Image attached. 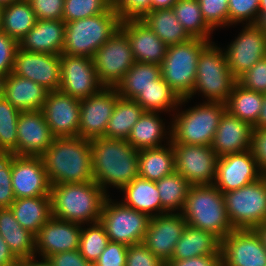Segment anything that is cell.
Masks as SVG:
<instances>
[{
	"label": "cell",
	"instance_id": "obj_14",
	"mask_svg": "<svg viewBox=\"0 0 266 266\" xmlns=\"http://www.w3.org/2000/svg\"><path fill=\"white\" fill-rule=\"evenodd\" d=\"M222 266H265L266 249L256 229H235L220 244Z\"/></svg>",
	"mask_w": 266,
	"mask_h": 266
},
{
	"label": "cell",
	"instance_id": "obj_26",
	"mask_svg": "<svg viewBox=\"0 0 266 266\" xmlns=\"http://www.w3.org/2000/svg\"><path fill=\"white\" fill-rule=\"evenodd\" d=\"M47 93L43 86L12 72L0 80V94L20 112L41 110Z\"/></svg>",
	"mask_w": 266,
	"mask_h": 266
},
{
	"label": "cell",
	"instance_id": "obj_1",
	"mask_svg": "<svg viewBox=\"0 0 266 266\" xmlns=\"http://www.w3.org/2000/svg\"><path fill=\"white\" fill-rule=\"evenodd\" d=\"M94 181L110 195L111 186L121 190L139 177L138 154L126 139L99 137L90 140Z\"/></svg>",
	"mask_w": 266,
	"mask_h": 266
},
{
	"label": "cell",
	"instance_id": "obj_65",
	"mask_svg": "<svg viewBox=\"0 0 266 266\" xmlns=\"http://www.w3.org/2000/svg\"><path fill=\"white\" fill-rule=\"evenodd\" d=\"M260 6H266V0H260Z\"/></svg>",
	"mask_w": 266,
	"mask_h": 266
},
{
	"label": "cell",
	"instance_id": "obj_42",
	"mask_svg": "<svg viewBox=\"0 0 266 266\" xmlns=\"http://www.w3.org/2000/svg\"><path fill=\"white\" fill-rule=\"evenodd\" d=\"M20 111L0 94V154L17 155V122Z\"/></svg>",
	"mask_w": 266,
	"mask_h": 266
},
{
	"label": "cell",
	"instance_id": "obj_13",
	"mask_svg": "<svg viewBox=\"0 0 266 266\" xmlns=\"http://www.w3.org/2000/svg\"><path fill=\"white\" fill-rule=\"evenodd\" d=\"M175 170L191 185L214 184L218 156L211 146L173 144Z\"/></svg>",
	"mask_w": 266,
	"mask_h": 266
},
{
	"label": "cell",
	"instance_id": "obj_35",
	"mask_svg": "<svg viewBox=\"0 0 266 266\" xmlns=\"http://www.w3.org/2000/svg\"><path fill=\"white\" fill-rule=\"evenodd\" d=\"M141 19L167 46L191 39L172 8L150 11Z\"/></svg>",
	"mask_w": 266,
	"mask_h": 266
},
{
	"label": "cell",
	"instance_id": "obj_62",
	"mask_svg": "<svg viewBox=\"0 0 266 266\" xmlns=\"http://www.w3.org/2000/svg\"><path fill=\"white\" fill-rule=\"evenodd\" d=\"M256 230L259 233L260 237L262 238L264 247L266 249V222L261 226L257 227Z\"/></svg>",
	"mask_w": 266,
	"mask_h": 266
},
{
	"label": "cell",
	"instance_id": "obj_33",
	"mask_svg": "<svg viewBox=\"0 0 266 266\" xmlns=\"http://www.w3.org/2000/svg\"><path fill=\"white\" fill-rule=\"evenodd\" d=\"M139 177L157 181L175 172L173 144L170 142L159 148L139 150Z\"/></svg>",
	"mask_w": 266,
	"mask_h": 266
},
{
	"label": "cell",
	"instance_id": "obj_2",
	"mask_svg": "<svg viewBox=\"0 0 266 266\" xmlns=\"http://www.w3.org/2000/svg\"><path fill=\"white\" fill-rule=\"evenodd\" d=\"M50 185L94 181L90 140L81 137H54L40 156Z\"/></svg>",
	"mask_w": 266,
	"mask_h": 266
},
{
	"label": "cell",
	"instance_id": "obj_56",
	"mask_svg": "<svg viewBox=\"0 0 266 266\" xmlns=\"http://www.w3.org/2000/svg\"><path fill=\"white\" fill-rule=\"evenodd\" d=\"M166 266H222L221 255H205L183 260H169Z\"/></svg>",
	"mask_w": 266,
	"mask_h": 266
},
{
	"label": "cell",
	"instance_id": "obj_5",
	"mask_svg": "<svg viewBox=\"0 0 266 266\" xmlns=\"http://www.w3.org/2000/svg\"><path fill=\"white\" fill-rule=\"evenodd\" d=\"M181 213L187 225L210 232L220 241L234 230L223 193L214 184L191 185Z\"/></svg>",
	"mask_w": 266,
	"mask_h": 266
},
{
	"label": "cell",
	"instance_id": "obj_3",
	"mask_svg": "<svg viewBox=\"0 0 266 266\" xmlns=\"http://www.w3.org/2000/svg\"><path fill=\"white\" fill-rule=\"evenodd\" d=\"M107 196L95 181L52 185V216L81 225L98 222Z\"/></svg>",
	"mask_w": 266,
	"mask_h": 266
},
{
	"label": "cell",
	"instance_id": "obj_4",
	"mask_svg": "<svg viewBox=\"0 0 266 266\" xmlns=\"http://www.w3.org/2000/svg\"><path fill=\"white\" fill-rule=\"evenodd\" d=\"M189 98H183L177 110L171 114V142L172 144H192L211 146L220 119L226 111L225 103L207 102L182 109Z\"/></svg>",
	"mask_w": 266,
	"mask_h": 266
},
{
	"label": "cell",
	"instance_id": "obj_47",
	"mask_svg": "<svg viewBox=\"0 0 266 266\" xmlns=\"http://www.w3.org/2000/svg\"><path fill=\"white\" fill-rule=\"evenodd\" d=\"M11 173L12 154H0V209L9 208L16 199Z\"/></svg>",
	"mask_w": 266,
	"mask_h": 266
},
{
	"label": "cell",
	"instance_id": "obj_61",
	"mask_svg": "<svg viewBox=\"0 0 266 266\" xmlns=\"http://www.w3.org/2000/svg\"><path fill=\"white\" fill-rule=\"evenodd\" d=\"M255 24L266 34V6H260V13Z\"/></svg>",
	"mask_w": 266,
	"mask_h": 266
},
{
	"label": "cell",
	"instance_id": "obj_21",
	"mask_svg": "<svg viewBox=\"0 0 266 266\" xmlns=\"http://www.w3.org/2000/svg\"><path fill=\"white\" fill-rule=\"evenodd\" d=\"M12 188L15 198L50 195V182L40 156L12 155Z\"/></svg>",
	"mask_w": 266,
	"mask_h": 266
},
{
	"label": "cell",
	"instance_id": "obj_48",
	"mask_svg": "<svg viewBox=\"0 0 266 266\" xmlns=\"http://www.w3.org/2000/svg\"><path fill=\"white\" fill-rule=\"evenodd\" d=\"M237 82L246 89L266 93V56L240 76Z\"/></svg>",
	"mask_w": 266,
	"mask_h": 266
},
{
	"label": "cell",
	"instance_id": "obj_29",
	"mask_svg": "<svg viewBox=\"0 0 266 266\" xmlns=\"http://www.w3.org/2000/svg\"><path fill=\"white\" fill-rule=\"evenodd\" d=\"M120 191L124 195V200L121 199L123 204L147 214L150 218L168 213L161 205L155 181L137 177Z\"/></svg>",
	"mask_w": 266,
	"mask_h": 266
},
{
	"label": "cell",
	"instance_id": "obj_19",
	"mask_svg": "<svg viewBox=\"0 0 266 266\" xmlns=\"http://www.w3.org/2000/svg\"><path fill=\"white\" fill-rule=\"evenodd\" d=\"M12 73L34 81L47 91H58L60 55L29 52L18 47Z\"/></svg>",
	"mask_w": 266,
	"mask_h": 266
},
{
	"label": "cell",
	"instance_id": "obj_51",
	"mask_svg": "<svg viewBox=\"0 0 266 266\" xmlns=\"http://www.w3.org/2000/svg\"><path fill=\"white\" fill-rule=\"evenodd\" d=\"M126 266H166V263L143 243H139L127 247Z\"/></svg>",
	"mask_w": 266,
	"mask_h": 266
},
{
	"label": "cell",
	"instance_id": "obj_49",
	"mask_svg": "<svg viewBox=\"0 0 266 266\" xmlns=\"http://www.w3.org/2000/svg\"><path fill=\"white\" fill-rule=\"evenodd\" d=\"M113 7L121 21L141 19L151 11V0H113Z\"/></svg>",
	"mask_w": 266,
	"mask_h": 266
},
{
	"label": "cell",
	"instance_id": "obj_20",
	"mask_svg": "<svg viewBox=\"0 0 266 266\" xmlns=\"http://www.w3.org/2000/svg\"><path fill=\"white\" fill-rule=\"evenodd\" d=\"M187 225L182 213H165L151 217L142 243L167 263Z\"/></svg>",
	"mask_w": 266,
	"mask_h": 266
},
{
	"label": "cell",
	"instance_id": "obj_39",
	"mask_svg": "<svg viewBox=\"0 0 266 266\" xmlns=\"http://www.w3.org/2000/svg\"><path fill=\"white\" fill-rule=\"evenodd\" d=\"M181 100L176 92L163 80L162 76L135 99L145 111L166 112L168 114L177 110Z\"/></svg>",
	"mask_w": 266,
	"mask_h": 266
},
{
	"label": "cell",
	"instance_id": "obj_7",
	"mask_svg": "<svg viewBox=\"0 0 266 266\" xmlns=\"http://www.w3.org/2000/svg\"><path fill=\"white\" fill-rule=\"evenodd\" d=\"M236 82L223 48L212 41L199 55L194 89L188 98L192 99L197 93L198 96L202 94L207 102L225 103Z\"/></svg>",
	"mask_w": 266,
	"mask_h": 266
},
{
	"label": "cell",
	"instance_id": "obj_50",
	"mask_svg": "<svg viewBox=\"0 0 266 266\" xmlns=\"http://www.w3.org/2000/svg\"><path fill=\"white\" fill-rule=\"evenodd\" d=\"M19 45L16 40L0 31V80L13 71L15 54Z\"/></svg>",
	"mask_w": 266,
	"mask_h": 266
},
{
	"label": "cell",
	"instance_id": "obj_46",
	"mask_svg": "<svg viewBox=\"0 0 266 266\" xmlns=\"http://www.w3.org/2000/svg\"><path fill=\"white\" fill-rule=\"evenodd\" d=\"M206 24L214 31L228 27L229 0H198ZM217 28V29H216Z\"/></svg>",
	"mask_w": 266,
	"mask_h": 266
},
{
	"label": "cell",
	"instance_id": "obj_25",
	"mask_svg": "<svg viewBox=\"0 0 266 266\" xmlns=\"http://www.w3.org/2000/svg\"><path fill=\"white\" fill-rule=\"evenodd\" d=\"M253 126L227 111L222 115L211 147L218 157L250 150Z\"/></svg>",
	"mask_w": 266,
	"mask_h": 266
},
{
	"label": "cell",
	"instance_id": "obj_6",
	"mask_svg": "<svg viewBox=\"0 0 266 266\" xmlns=\"http://www.w3.org/2000/svg\"><path fill=\"white\" fill-rule=\"evenodd\" d=\"M121 20L112 6L105 13L65 22L63 54L92 58L120 28Z\"/></svg>",
	"mask_w": 266,
	"mask_h": 266
},
{
	"label": "cell",
	"instance_id": "obj_55",
	"mask_svg": "<svg viewBox=\"0 0 266 266\" xmlns=\"http://www.w3.org/2000/svg\"><path fill=\"white\" fill-rule=\"evenodd\" d=\"M48 260L53 266H93V263L87 261L78 249L53 254Z\"/></svg>",
	"mask_w": 266,
	"mask_h": 266
},
{
	"label": "cell",
	"instance_id": "obj_44",
	"mask_svg": "<svg viewBox=\"0 0 266 266\" xmlns=\"http://www.w3.org/2000/svg\"><path fill=\"white\" fill-rule=\"evenodd\" d=\"M113 6V0H65L62 20L71 22L105 13Z\"/></svg>",
	"mask_w": 266,
	"mask_h": 266
},
{
	"label": "cell",
	"instance_id": "obj_38",
	"mask_svg": "<svg viewBox=\"0 0 266 266\" xmlns=\"http://www.w3.org/2000/svg\"><path fill=\"white\" fill-rule=\"evenodd\" d=\"M37 18L29 1H17L3 8L1 31L18 43L34 27Z\"/></svg>",
	"mask_w": 266,
	"mask_h": 266
},
{
	"label": "cell",
	"instance_id": "obj_60",
	"mask_svg": "<svg viewBox=\"0 0 266 266\" xmlns=\"http://www.w3.org/2000/svg\"><path fill=\"white\" fill-rule=\"evenodd\" d=\"M262 105L257 123L253 126L254 129L266 128V93L263 94Z\"/></svg>",
	"mask_w": 266,
	"mask_h": 266
},
{
	"label": "cell",
	"instance_id": "obj_11",
	"mask_svg": "<svg viewBox=\"0 0 266 266\" xmlns=\"http://www.w3.org/2000/svg\"><path fill=\"white\" fill-rule=\"evenodd\" d=\"M104 87H115L135 63L127 36L118 29L92 57Z\"/></svg>",
	"mask_w": 266,
	"mask_h": 266
},
{
	"label": "cell",
	"instance_id": "obj_8",
	"mask_svg": "<svg viewBox=\"0 0 266 266\" xmlns=\"http://www.w3.org/2000/svg\"><path fill=\"white\" fill-rule=\"evenodd\" d=\"M210 42L212 41L191 38L168 46L165 58L160 64L161 76L181 99L191 95L199 55Z\"/></svg>",
	"mask_w": 266,
	"mask_h": 266
},
{
	"label": "cell",
	"instance_id": "obj_63",
	"mask_svg": "<svg viewBox=\"0 0 266 266\" xmlns=\"http://www.w3.org/2000/svg\"><path fill=\"white\" fill-rule=\"evenodd\" d=\"M18 0H0V6L1 7H6L8 5H10L13 2H17Z\"/></svg>",
	"mask_w": 266,
	"mask_h": 266
},
{
	"label": "cell",
	"instance_id": "obj_52",
	"mask_svg": "<svg viewBox=\"0 0 266 266\" xmlns=\"http://www.w3.org/2000/svg\"><path fill=\"white\" fill-rule=\"evenodd\" d=\"M127 247L125 244L110 241L93 266H126Z\"/></svg>",
	"mask_w": 266,
	"mask_h": 266
},
{
	"label": "cell",
	"instance_id": "obj_40",
	"mask_svg": "<svg viewBox=\"0 0 266 266\" xmlns=\"http://www.w3.org/2000/svg\"><path fill=\"white\" fill-rule=\"evenodd\" d=\"M155 182L162 207L169 213H181L191 184L176 171Z\"/></svg>",
	"mask_w": 266,
	"mask_h": 266
},
{
	"label": "cell",
	"instance_id": "obj_59",
	"mask_svg": "<svg viewBox=\"0 0 266 266\" xmlns=\"http://www.w3.org/2000/svg\"><path fill=\"white\" fill-rule=\"evenodd\" d=\"M177 1L178 0H151V11L172 8Z\"/></svg>",
	"mask_w": 266,
	"mask_h": 266
},
{
	"label": "cell",
	"instance_id": "obj_34",
	"mask_svg": "<svg viewBox=\"0 0 266 266\" xmlns=\"http://www.w3.org/2000/svg\"><path fill=\"white\" fill-rule=\"evenodd\" d=\"M160 76V65L135 62L114 88L121 98L135 100Z\"/></svg>",
	"mask_w": 266,
	"mask_h": 266
},
{
	"label": "cell",
	"instance_id": "obj_12",
	"mask_svg": "<svg viewBox=\"0 0 266 266\" xmlns=\"http://www.w3.org/2000/svg\"><path fill=\"white\" fill-rule=\"evenodd\" d=\"M60 71L59 90L76 99L88 98L104 88L97 76L92 58L62 53Z\"/></svg>",
	"mask_w": 266,
	"mask_h": 266
},
{
	"label": "cell",
	"instance_id": "obj_58",
	"mask_svg": "<svg viewBox=\"0 0 266 266\" xmlns=\"http://www.w3.org/2000/svg\"><path fill=\"white\" fill-rule=\"evenodd\" d=\"M39 258L40 259H38L37 256H33L27 259L20 260L18 266H53L51 262L48 260V258H41V257Z\"/></svg>",
	"mask_w": 266,
	"mask_h": 266
},
{
	"label": "cell",
	"instance_id": "obj_37",
	"mask_svg": "<svg viewBox=\"0 0 266 266\" xmlns=\"http://www.w3.org/2000/svg\"><path fill=\"white\" fill-rule=\"evenodd\" d=\"M144 111L135 100L119 97L108 121L104 137L127 140Z\"/></svg>",
	"mask_w": 266,
	"mask_h": 266
},
{
	"label": "cell",
	"instance_id": "obj_45",
	"mask_svg": "<svg viewBox=\"0 0 266 266\" xmlns=\"http://www.w3.org/2000/svg\"><path fill=\"white\" fill-rule=\"evenodd\" d=\"M260 13V0H229L228 27L242 23L255 24ZM246 22V23H245Z\"/></svg>",
	"mask_w": 266,
	"mask_h": 266
},
{
	"label": "cell",
	"instance_id": "obj_28",
	"mask_svg": "<svg viewBox=\"0 0 266 266\" xmlns=\"http://www.w3.org/2000/svg\"><path fill=\"white\" fill-rule=\"evenodd\" d=\"M160 115L159 112L144 111L132 128L127 142L138 151L169 144L171 142V125L165 126ZM163 141L166 144H162Z\"/></svg>",
	"mask_w": 266,
	"mask_h": 266
},
{
	"label": "cell",
	"instance_id": "obj_41",
	"mask_svg": "<svg viewBox=\"0 0 266 266\" xmlns=\"http://www.w3.org/2000/svg\"><path fill=\"white\" fill-rule=\"evenodd\" d=\"M172 9L191 38L212 41L213 30L203 19L198 0H178Z\"/></svg>",
	"mask_w": 266,
	"mask_h": 266
},
{
	"label": "cell",
	"instance_id": "obj_22",
	"mask_svg": "<svg viewBox=\"0 0 266 266\" xmlns=\"http://www.w3.org/2000/svg\"><path fill=\"white\" fill-rule=\"evenodd\" d=\"M81 229V224L52 216L35 235L36 256L48 258L53 254L79 249Z\"/></svg>",
	"mask_w": 266,
	"mask_h": 266
},
{
	"label": "cell",
	"instance_id": "obj_18",
	"mask_svg": "<svg viewBox=\"0 0 266 266\" xmlns=\"http://www.w3.org/2000/svg\"><path fill=\"white\" fill-rule=\"evenodd\" d=\"M54 137H78L80 100L60 90L48 91L41 109Z\"/></svg>",
	"mask_w": 266,
	"mask_h": 266
},
{
	"label": "cell",
	"instance_id": "obj_57",
	"mask_svg": "<svg viewBox=\"0 0 266 266\" xmlns=\"http://www.w3.org/2000/svg\"><path fill=\"white\" fill-rule=\"evenodd\" d=\"M19 262L0 235V266H18Z\"/></svg>",
	"mask_w": 266,
	"mask_h": 266
},
{
	"label": "cell",
	"instance_id": "obj_10",
	"mask_svg": "<svg viewBox=\"0 0 266 266\" xmlns=\"http://www.w3.org/2000/svg\"><path fill=\"white\" fill-rule=\"evenodd\" d=\"M114 201L110 195L106 197L99 219L109 240L126 246L142 243L150 217L121 201Z\"/></svg>",
	"mask_w": 266,
	"mask_h": 266
},
{
	"label": "cell",
	"instance_id": "obj_53",
	"mask_svg": "<svg viewBox=\"0 0 266 266\" xmlns=\"http://www.w3.org/2000/svg\"><path fill=\"white\" fill-rule=\"evenodd\" d=\"M37 20H62L65 0H29Z\"/></svg>",
	"mask_w": 266,
	"mask_h": 266
},
{
	"label": "cell",
	"instance_id": "obj_36",
	"mask_svg": "<svg viewBox=\"0 0 266 266\" xmlns=\"http://www.w3.org/2000/svg\"><path fill=\"white\" fill-rule=\"evenodd\" d=\"M263 93L246 89L238 82L225 102L226 111L254 126L262 109Z\"/></svg>",
	"mask_w": 266,
	"mask_h": 266
},
{
	"label": "cell",
	"instance_id": "obj_15",
	"mask_svg": "<svg viewBox=\"0 0 266 266\" xmlns=\"http://www.w3.org/2000/svg\"><path fill=\"white\" fill-rule=\"evenodd\" d=\"M223 49L229 69L238 79L266 56V34L256 24H245Z\"/></svg>",
	"mask_w": 266,
	"mask_h": 266
},
{
	"label": "cell",
	"instance_id": "obj_32",
	"mask_svg": "<svg viewBox=\"0 0 266 266\" xmlns=\"http://www.w3.org/2000/svg\"><path fill=\"white\" fill-rule=\"evenodd\" d=\"M9 208L17 222L34 235L52 217L50 195L16 198Z\"/></svg>",
	"mask_w": 266,
	"mask_h": 266
},
{
	"label": "cell",
	"instance_id": "obj_23",
	"mask_svg": "<svg viewBox=\"0 0 266 266\" xmlns=\"http://www.w3.org/2000/svg\"><path fill=\"white\" fill-rule=\"evenodd\" d=\"M128 38L135 62L160 65L168 46L142 19H127L119 28Z\"/></svg>",
	"mask_w": 266,
	"mask_h": 266
},
{
	"label": "cell",
	"instance_id": "obj_31",
	"mask_svg": "<svg viewBox=\"0 0 266 266\" xmlns=\"http://www.w3.org/2000/svg\"><path fill=\"white\" fill-rule=\"evenodd\" d=\"M0 235L19 261L36 256L35 235L17 222L10 208L0 209Z\"/></svg>",
	"mask_w": 266,
	"mask_h": 266
},
{
	"label": "cell",
	"instance_id": "obj_64",
	"mask_svg": "<svg viewBox=\"0 0 266 266\" xmlns=\"http://www.w3.org/2000/svg\"><path fill=\"white\" fill-rule=\"evenodd\" d=\"M2 14H3V7L0 6V31L2 26Z\"/></svg>",
	"mask_w": 266,
	"mask_h": 266
},
{
	"label": "cell",
	"instance_id": "obj_43",
	"mask_svg": "<svg viewBox=\"0 0 266 266\" xmlns=\"http://www.w3.org/2000/svg\"><path fill=\"white\" fill-rule=\"evenodd\" d=\"M82 225L79 251L90 263H94L110 242L100 221Z\"/></svg>",
	"mask_w": 266,
	"mask_h": 266
},
{
	"label": "cell",
	"instance_id": "obj_17",
	"mask_svg": "<svg viewBox=\"0 0 266 266\" xmlns=\"http://www.w3.org/2000/svg\"><path fill=\"white\" fill-rule=\"evenodd\" d=\"M263 176L251 150H248L218 157L214 185L226 193L249 185Z\"/></svg>",
	"mask_w": 266,
	"mask_h": 266
},
{
	"label": "cell",
	"instance_id": "obj_16",
	"mask_svg": "<svg viewBox=\"0 0 266 266\" xmlns=\"http://www.w3.org/2000/svg\"><path fill=\"white\" fill-rule=\"evenodd\" d=\"M119 97L114 87H104L95 95L81 99L78 137L88 140L104 137Z\"/></svg>",
	"mask_w": 266,
	"mask_h": 266
},
{
	"label": "cell",
	"instance_id": "obj_24",
	"mask_svg": "<svg viewBox=\"0 0 266 266\" xmlns=\"http://www.w3.org/2000/svg\"><path fill=\"white\" fill-rule=\"evenodd\" d=\"M54 136L41 110L20 112L17 122V155L41 156Z\"/></svg>",
	"mask_w": 266,
	"mask_h": 266
},
{
	"label": "cell",
	"instance_id": "obj_27",
	"mask_svg": "<svg viewBox=\"0 0 266 266\" xmlns=\"http://www.w3.org/2000/svg\"><path fill=\"white\" fill-rule=\"evenodd\" d=\"M65 22L37 20L34 27L19 41V48L29 52L61 55L64 48Z\"/></svg>",
	"mask_w": 266,
	"mask_h": 266
},
{
	"label": "cell",
	"instance_id": "obj_30",
	"mask_svg": "<svg viewBox=\"0 0 266 266\" xmlns=\"http://www.w3.org/2000/svg\"><path fill=\"white\" fill-rule=\"evenodd\" d=\"M221 241L212 233L186 225L170 260L221 255Z\"/></svg>",
	"mask_w": 266,
	"mask_h": 266
},
{
	"label": "cell",
	"instance_id": "obj_54",
	"mask_svg": "<svg viewBox=\"0 0 266 266\" xmlns=\"http://www.w3.org/2000/svg\"><path fill=\"white\" fill-rule=\"evenodd\" d=\"M250 150L260 171L266 173V128L253 129Z\"/></svg>",
	"mask_w": 266,
	"mask_h": 266
},
{
	"label": "cell",
	"instance_id": "obj_9",
	"mask_svg": "<svg viewBox=\"0 0 266 266\" xmlns=\"http://www.w3.org/2000/svg\"><path fill=\"white\" fill-rule=\"evenodd\" d=\"M233 229H256L266 222V178L223 193Z\"/></svg>",
	"mask_w": 266,
	"mask_h": 266
}]
</instances>
